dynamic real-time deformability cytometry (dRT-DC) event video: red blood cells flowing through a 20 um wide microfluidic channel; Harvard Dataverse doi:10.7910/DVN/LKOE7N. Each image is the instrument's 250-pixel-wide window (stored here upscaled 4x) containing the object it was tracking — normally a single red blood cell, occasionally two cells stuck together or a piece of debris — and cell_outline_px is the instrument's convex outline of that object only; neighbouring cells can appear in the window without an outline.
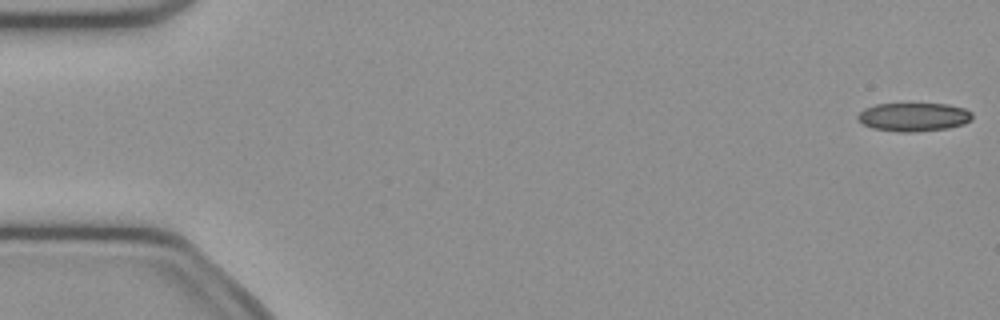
{"species": "common noctule bat (a hibernating species)", "species_latin": "Nyctalus noctula", "temperature_condition": "cold", "stored_images_in_passage": 5, "camera_frame_rate_fps": 3000, "um_per_image_px": 0.085, "animal": {"sex": "female", "body_mass_g": 21.9}, "frame": {"image": 1, "passage_image": 1, "time_ms": 0.0, "image_size_px": [1000, 320], "cell_outline_px": [[972, 120], [964, 124], [948, 128], [916, 132], [896, 132], [872, 128], [856, 120], [856, 116], [864, 108], [876, 104], [948, 104], [964, 108], [972, 112]], "centroid_in_image_um": [77.65, 9.95], "position_along_channel_um": 7.3, "area_um2": 19.25}}